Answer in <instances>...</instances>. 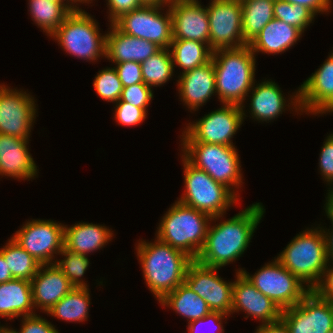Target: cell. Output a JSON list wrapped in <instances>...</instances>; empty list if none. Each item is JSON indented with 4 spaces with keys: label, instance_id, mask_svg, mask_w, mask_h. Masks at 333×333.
I'll return each instance as SVG.
<instances>
[{
    "label": "cell",
    "instance_id": "cell-20",
    "mask_svg": "<svg viewBox=\"0 0 333 333\" xmlns=\"http://www.w3.org/2000/svg\"><path fill=\"white\" fill-rule=\"evenodd\" d=\"M256 85V87H255ZM252 90V91H251ZM250 90V114L252 119L258 122H267L272 121L273 119L278 118L282 112H285L286 106L295 109V112L302 113L300 106L299 98V89L295 91L291 96V100L287 101L284 94L282 93L280 87L275 81L268 79L264 80L261 83L253 84L252 89ZM288 102V104L286 103ZM291 102V103H290ZM287 104V105H286Z\"/></svg>",
    "mask_w": 333,
    "mask_h": 333
},
{
    "label": "cell",
    "instance_id": "cell-37",
    "mask_svg": "<svg viewBox=\"0 0 333 333\" xmlns=\"http://www.w3.org/2000/svg\"><path fill=\"white\" fill-rule=\"evenodd\" d=\"M93 86L98 96L104 101L116 103L121 98L123 85L114 67L98 71Z\"/></svg>",
    "mask_w": 333,
    "mask_h": 333
},
{
    "label": "cell",
    "instance_id": "cell-26",
    "mask_svg": "<svg viewBox=\"0 0 333 333\" xmlns=\"http://www.w3.org/2000/svg\"><path fill=\"white\" fill-rule=\"evenodd\" d=\"M100 224L80 222L64 227V248L82 255H88L112 240L113 232Z\"/></svg>",
    "mask_w": 333,
    "mask_h": 333
},
{
    "label": "cell",
    "instance_id": "cell-28",
    "mask_svg": "<svg viewBox=\"0 0 333 333\" xmlns=\"http://www.w3.org/2000/svg\"><path fill=\"white\" fill-rule=\"evenodd\" d=\"M159 303L182 315L188 323L201 319L211 312L205 300L190 290L185 283L166 294Z\"/></svg>",
    "mask_w": 333,
    "mask_h": 333
},
{
    "label": "cell",
    "instance_id": "cell-22",
    "mask_svg": "<svg viewBox=\"0 0 333 333\" xmlns=\"http://www.w3.org/2000/svg\"><path fill=\"white\" fill-rule=\"evenodd\" d=\"M73 288L55 263L41 264L35 277L31 280L34 308H40L47 313Z\"/></svg>",
    "mask_w": 333,
    "mask_h": 333
},
{
    "label": "cell",
    "instance_id": "cell-27",
    "mask_svg": "<svg viewBox=\"0 0 333 333\" xmlns=\"http://www.w3.org/2000/svg\"><path fill=\"white\" fill-rule=\"evenodd\" d=\"M34 314L31 281L12 279L0 284V317L12 320Z\"/></svg>",
    "mask_w": 333,
    "mask_h": 333
},
{
    "label": "cell",
    "instance_id": "cell-40",
    "mask_svg": "<svg viewBox=\"0 0 333 333\" xmlns=\"http://www.w3.org/2000/svg\"><path fill=\"white\" fill-rule=\"evenodd\" d=\"M115 105L114 119L119 123L118 125L136 126L147 117V113L142 108L135 107L127 102H116Z\"/></svg>",
    "mask_w": 333,
    "mask_h": 333
},
{
    "label": "cell",
    "instance_id": "cell-34",
    "mask_svg": "<svg viewBox=\"0 0 333 333\" xmlns=\"http://www.w3.org/2000/svg\"><path fill=\"white\" fill-rule=\"evenodd\" d=\"M172 56L169 49L161 48L157 53L141 63L144 83L149 87L164 85L173 76Z\"/></svg>",
    "mask_w": 333,
    "mask_h": 333
},
{
    "label": "cell",
    "instance_id": "cell-24",
    "mask_svg": "<svg viewBox=\"0 0 333 333\" xmlns=\"http://www.w3.org/2000/svg\"><path fill=\"white\" fill-rule=\"evenodd\" d=\"M106 34V56L113 63L138 62L142 63L161 47L156 43L133 37L121 32L114 24H110Z\"/></svg>",
    "mask_w": 333,
    "mask_h": 333
},
{
    "label": "cell",
    "instance_id": "cell-51",
    "mask_svg": "<svg viewBox=\"0 0 333 333\" xmlns=\"http://www.w3.org/2000/svg\"><path fill=\"white\" fill-rule=\"evenodd\" d=\"M143 5H152V6H166L172 2L171 0H140Z\"/></svg>",
    "mask_w": 333,
    "mask_h": 333
},
{
    "label": "cell",
    "instance_id": "cell-13",
    "mask_svg": "<svg viewBox=\"0 0 333 333\" xmlns=\"http://www.w3.org/2000/svg\"><path fill=\"white\" fill-rule=\"evenodd\" d=\"M206 9L213 52L248 45L243 39L241 0H211Z\"/></svg>",
    "mask_w": 333,
    "mask_h": 333
},
{
    "label": "cell",
    "instance_id": "cell-10",
    "mask_svg": "<svg viewBox=\"0 0 333 333\" xmlns=\"http://www.w3.org/2000/svg\"><path fill=\"white\" fill-rule=\"evenodd\" d=\"M262 294L269 297L281 310L297 305L311 290L276 258L265 264L254 275L240 269Z\"/></svg>",
    "mask_w": 333,
    "mask_h": 333
},
{
    "label": "cell",
    "instance_id": "cell-15",
    "mask_svg": "<svg viewBox=\"0 0 333 333\" xmlns=\"http://www.w3.org/2000/svg\"><path fill=\"white\" fill-rule=\"evenodd\" d=\"M36 107L34 97L26 91L1 84L0 134L29 139L36 119Z\"/></svg>",
    "mask_w": 333,
    "mask_h": 333
},
{
    "label": "cell",
    "instance_id": "cell-1",
    "mask_svg": "<svg viewBox=\"0 0 333 333\" xmlns=\"http://www.w3.org/2000/svg\"><path fill=\"white\" fill-rule=\"evenodd\" d=\"M264 208L260 202L253 203L226 221L213 226L209 224L204 245L196 261L206 266L222 268L238 260L264 217Z\"/></svg>",
    "mask_w": 333,
    "mask_h": 333
},
{
    "label": "cell",
    "instance_id": "cell-19",
    "mask_svg": "<svg viewBox=\"0 0 333 333\" xmlns=\"http://www.w3.org/2000/svg\"><path fill=\"white\" fill-rule=\"evenodd\" d=\"M233 283V299L231 314L239 311L259 319L262 324L274 323L281 320L282 310L267 296L262 294L246 278L242 272H236Z\"/></svg>",
    "mask_w": 333,
    "mask_h": 333
},
{
    "label": "cell",
    "instance_id": "cell-23",
    "mask_svg": "<svg viewBox=\"0 0 333 333\" xmlns=\"http://www.w3.org/2000/svg\"><path fill=\"white\" fill-rule=\"evenodd\" d=\"M29 139L0 134V175L30 180L38 174L35 161L27 147Z\"/></svg>",
    "mask_w": 333,
    "mask_h": 333
},
{
    "label": "cell",
    "instance_id": "cell-4",
    "mask_svg": "<svg viewBox=\"0 0 333 333\" xmlns=\"http://www.w3.org/2000/svg\"><path fill=\"white\" fill-rule=\"evenodd\" d=\"M222 217H211L177 200L162 217L155 237L196 260L204 245L209 224L217 219L219 221V218L222 220Z\"/></svg>",
    "mask_w": 333,
    "mask_h": 333
},
{
    "label": "cell",
    "instance_id": "cell-3",
    "mask_svg": "<svg viewBox=\"0 0 333 333\" xmlns=\"http://www.w3.org/2000/svg\"><path fill=\"white\" fill-rule=\"evenodd\" d=\"M256 56L249 45L213 52L215 87L222 104H235L245 108V97L253 87Z\"/></svg>",
    "mask_w": 333,
    "mask_h": 333
},
{
    "label": "cell",
    "instance_id": "cell-29",
    "mask_svg": "<svg viewBox=\"0 0 333 333\" xmlns=\"http://www.w3.org/2000/svg\"><path fill=\"white\" fill-rule=\"evenodd\" d=\"M173 66L180 67L185 73L212 59L210 46L196 40H172L169 47Z\"/></svg>",
    "mask_w": 333,
    "mask_h": 333
},
{
    "label": "cell",
    "instance_id": "cell-17",
    "mask_svg": "<svg viewBox=\"0 0 333 333\" xmlns=\"http://www.w3.org/2000/svg\"><path fill=\"white\" fill-rule=\"evenodd\" d=\"M173 40H196L210 46L206 7L198 0H173L169 4Z\"/></svg>",
    "mask_w": 333,
    "mask_h": 333
},
{
    "label": "cell",
    "instance_id": "cell-16",
    "mask_svg": "<svg viewBox=\"0 0 333 333\" xmlns=\"http://www.w3.org/2000/svg\"><path fill=\"white\" fill-rule=\"evenodd\" d=\"M281 320L290 333H328L333 329V303L311 290L297 305L282 310Z\"/></svg>",
    "mask_w": 333,
    "mask_h": 333
},
{
    "label": "cell",
    "instance_id": "cell-36",
    "mask_svg": "<svg viewBox=\"0 0 333 333\" xmlns=\"http://www.w3.org/2000/svg\"><path fill=\"white\" fill-rule=\"evenodd\" d=\"M59 255L64 256V259L57 260L55 264L68 278L70 284L76 288H88L89 285L81 279L90 263L87 255L74 253L65 248L61 250Z\"/></svg>",
    "mask_w": 333,
    "mask_h": 333
},
{
    "label": "cell",
    "instance_id": "cell-49",
    "mask_svg": "<svg viewBox=\"0 0 333 333\" xmlns=\"http://www.w3.org/2000/svg\"><path fill=\"white\" fill-rule=\"evenodd\" d=\"M14 279L8 268L6 260L0 254V284Z\"/></svg>",
    "mask_w": 333,
    "mask_h": 333
},
{
    "label": "cell",
    "instance_id": "cell-18",
    "mask_svg": "<svg viewBox=\"0 0 333 333\" xmlns=\"http://www.w3.org/2000/svg\"><path fill=\"white\" fill-rule=\"evenodd\" d=\"M298 88L302 113H333V52Z\"/></svg>",
    "mask_w": 333,
    "mask_h": 333
},
{
    "label": "cell",
    "instance_id": "cell-30",
    "mask_svg": "<svg viewBox=\"0 0 333 333\" xmlns=\"http://www.w3.org/2000/svg\"><path fill=\"white\" fill-rule=\"evenodd\" d=\"M243 39L249 44L274 18V0H241Z\"/></svg>",
    "mask_w": 333,
    "mask_h": 333
},
{
    "label": "cell",
    "instance_id": "cell-14",
    "mask_svg": "<svg viewBox=\"0 0 333 333\" xmlns=\"http://www.w3.org/2000/svg\"><path fill=\"white\" fill-rule=\"evenodd\" d=\"M219 269L193 260L188 266L184 283L205 300L211 311L231 315L234 282L219 277Z\"/></svg>",
    "mask_w": 333,
    "mask_h": 333
},
{
    "label": "cell",
    "instance_id": "cell-31",
    "mask_svg": "<svg viewBox=\"0 0 333 333\" xmlns=\"http://www.w3.org/2000/svg\"><path fill=\"white\" fill-rule=\"evenodd\" d=\"M31 18L47 36H51L74 10L69 3H55L48 0H29Z\"/></svg>",
    "mask_w": 333,
    "mask_h": 333
},
{
    "label": "cell",
    "instance_id": "cell-45",
    "mask_svg": "<svg viewBox=\"0 0 333 333\" xmlns=\"http://www.w3.org/2000/svg\"><path fill=\"white\" fill-rule=\"evenodd\" d=\"M229 317V315H225L221 312H213L211 311L209 314H207L205 317L197 320H193L188 323L187 331L188 333H197L198 327L200 325L205 324V322H213L215 325V333H223L224 332V326L222 325L223 319Z\"/></svg>",
    "mask_w": 333,
    "mask_h": 333
},
{
    "label": "cell",
    "instance_id": "cell-5",
    "mask_svg": "<svg viewBox=\"0 0 333 333\" xmlns=\"http://www.w3.org/2000/svg\"><path fill=\"white\" fill-rule=\"evenodd\" d=\"M276 259L304 285L313 290L329 263L322 227L319 225L300 232Z\"/></svg>",
    "mask_w": 333,
    "mask_h": 333
},
{
    "label": "cell",
    "instance_id": "cell-32",
    "mask_svg": "<svg viewBox=\"0 0 333 333\" xmlns=\"http://www.w3.org/2000/svg\"><path fill=\"white\" fill-rule=\"evenodd\" d=\"M89 292V288L74 287L47 312V315L67 322H85L91 303Z\"/></svg>",
    "mask_w": 333,
    "mask_h": 333
},
{
    "label": "cell",
    "instance_id": "cell-38",
    "mask_svg": "<svg viewBox=\"0 0 333 333\" xmlns=\"http://www.w3.org/2000/svg\"><path fill=\"white\" fill-rule=\"evenodd\" d=\"M152 91L153 89L145 83L123 87L121 98L117 102H127L135 107L142 108L147 113V107L154 97Z\"/></svg>",
    "mask_w": 333,
    "mask_h": 333
},
{
    "label": "cell",
    "instance_id": "cell-2",
    "mask_svg": "<svg viewBox=\"0 0 333 333\" xmlns=\"http://www.w3.org/2000/svg\"><path fill=\"white\" fill-rule=\"evenodd\" d=\"M140 241L135 248L137 259L141 263L146 285L160 301L184 283L188 266L193 259L157 237L154 242Z\"/></svg>",
    "mask_w": 333,
    "mask_h": 333
},
{
    "label": "cell",
    "instance_id": "cell-21",
    "mask_svg": "<svg viewBox=\"0 0 333 333\" xmlns=\"http://www.w3.org/2000/svg\"><path fill=\"white\" fill-rule=\"evenodd\" d=\"M178 77L179 97L190 111H197L199 107L210 100L211 96L217 95L212 59L208 63L180 74Z\"/></svg>",
    "mask_w": 333,
    "mask_h": 333
},
{
    "label": "cell",
    "instance_id": "cell-41",
    "mask_svg": "<svg viewBox=\"0 0 333 333\" xmlns=\"http://www.w3.org/2000/svg\"><path fill=\"white\" fill-rule=\"evenodd\" d=\"M114 67L118 73L123 87L144 83L141 71V63L130 61L116 63Z\"/></svg>",
    "mask_w": 333,
    "mask_h": 333
},
{
    "label": "cell",
    "instance_id": "cell-44",
    "mask_svg": "<svg viewBox=\"0 0 333 333\" xmlns=\"http://www.w3.org/2000/svg\"><path fill=\"white\" fill-rule=\"evenodd\" d=\"M331 264L328 263L319 283L312 291L318 297L333 303V262Z\"/></svg>",
    "mask_w": 333,
    "mask_h": 333
},
{
    "label": "cell",
    "instance_id": "cell-42",
    "mask_svg": "<svg viewBox=\"0 0 333 333\" xmlns=\"http://www.w3.org/2000/svg\"><path fill=\"white\" fill-rule=\"evenodd\" d=\"M21 324L17 333H60L51 322L37 314L22 317Z\"/></svg>",
    "mask_w": 333,
    "mask_h": 333
},
{
    "label": "cell",
    "instance_id": "cell-47",
    "mask_svg": "<svg viewBox=\"0 0 333 333\" xmlns=\"http://www.w3.org/2000/svg\"><path fill=\"white\" fill-rule=\"evenodd\" d=\"M291 4H299L310 9L315 15L318 13H327L332 8L331 0H284Z\"/></svg>",
    "mask_w": 333,
    "mask_h": 333
},
{
    "label": "cell",
    "instance_id": "cell-9",
    "mask_svg": "<svg viewBox=\"0 0 333 333\" xmlns=\"http://www.w3.org/2000/svg\"><path fill=\"white\" fill-rule=\"evenodd\" d=\"M221 108L189 122L182 133V143H209L235 147L232 138L246 117L244 108L222 104Z\"/></svg>",
    "mask_w": 333,
    "mask_h": 333
},
{
    "label": "cell",
    "instance_id": "cell-6",
    "mask_svg": "<svg viewBox=\"0 0 333 333\" xmlns=\"http://www.w3.org/2000/svg\"><path fill=\"white\" fill-rule=\"evenodd\" d=\"M181 145L182 156L190 164L204 170L214 181L224 184L239 197L236 189L242 187L243 174L240 157L235 147L209 143H181Z\"/></svg>",
    "mask_w": 333,
    "mask_h": 333
},
{
    "label": "cell",
    "instance_id": "cell-43",
    "mask_svg": "<svg viewBox=\"0 0 333 333\" xmlns=\"http://www.w3.org/2000/svg\"><path fill=\"white\" fill-rule=\"evenodd\" d=\"M109 13L110 24H113L122 15L129 13L143 6L140 0H106Z\"/></svg>",
    "mask_w": 333,
    "mask_h": 333
},
{
    "label": "cell",
    "instance_id": "cell-52",
    "mask_svg": "<svg viewBox=\"0 0 333 333\" xmlns=\"http://www.w3.org/2000/svg\"><path fill=\"white\" fill-rule=\"evenodd\" d=\"M0 333H17V332L13 328H9V327L7 328V326L5 327V326L2 325L0 327Z\"/></svg>",
    "mask_w": 333,
    "mask_h": 333
},
{
    "label": "cell",
    "instance_id": "cell-35",
    "mask_svg": "<svg viewBox=\"0 0 333 333\" xmlns=\"http://www.w3.org/2000/svg\"><path fill=\"white\" fill-rule=\"evenodd\" d=\"M316 15L307 7L291 4L284 0H274V18L284 21L304 33L305 28L313 23Z\"/></svg>",
    "mask_w": 333,
    "mask_h": 333
},
{
    "label": "cell",
    "instance_id": "cell-50",
    "mask_svg": "<svg viewBox=\"0 0 333 333\" xmlns=\"http://www.w3.org/2000/svg\"><path fill=\"white\" fill-rule=\"evenodd\" d=\"M48 1H50V2H55V3H69L74 9H81V8H79V4L78 3H87V4H89V3H91L92 2V0H48ZM66 1V2H65ZM91 1V2H90ZM77 2V3H76ZM76 3V4H75Z\"/></svg>",
    "mask_w": 333,
    "mask_h": 333
},
{
    "label": "cell",
    "instance_id": "cell-46",
    "mask_svg": "<svg viewBox=\"0 0 333 333\" xmlns=\"http://www.w3.org/2000/svg\"><path fill=\"white\" fill-rule=\"evenodd\" d=\"M324 209L327 215V218L331 221L332 227L330 229H323L325 240H326V248L329 262H333V200L326 199V203L324 204ZM326 230V231H325Z\"/></svg>",
    "mask_w": 333,
    "mask_h": 333
},
{
    "label": "cell",
    "instance_id": "cell-12",
    "mask_svg": "<svg viewBox=\"0 0 333 333\" xmlns=\"http://www.w3.org/2000/svg\"><path fill=\"white\" fill-rule=\"evenodd\" d=\"M21 227L11 238L41 264L55 263L54 254L59 255L64 248L65 225L53 220L33 219Z\"/></svg>",
    "mask_w": 333,
    "mask_h": 333
},
{
    "label": "cell",
    "instance_id": "cell-33",
    "mask_svg": "<svg viewBox=\"0 0 333 333\" xmlns=\"http://www.w3.org/2000/svg\"><path fill=\"white\" fill-rule=\"evenodd\" d=\"M14 279L31 281L38 272L41 263L24 250L12 238L0 249Z\"/></svg>",
    "mask_w": 333,
    "mask_h": 333
},
{
    "label": "cell",
    "instance_id": "cell-7",
    "mask_svg": "<svg viewBox=\"0 0 333 333\" xmlns=\"http://www.w3.org/2000/svg\"><path fill=\"white\" fill-rule=\"evenodd\" d=\"M98 23L85 10L72 11L50 36L66 53L90 62L106 56V34L101 35Z\"/></svg>",
    "mask_w": 333,
    "mask_h": 333
},
{
    "label": "cell",
    "instance_id": "cell-11",
    "mask_svg": "<svg viewBox=\"0 0 333 333\" xmlns=\"http://www.w3.org/2000/svg\"><path fill=\"white\" fill-rule=\"evenodd\" d=\"M163 7L165 6L143 5L122 15L113 24L127 35L151 41L161 48L169 49L173 40L172 19L169 5L166 13L160 11Z\"/></svg>",
    "mask_w": 333,
    "mask_h": 333
},
{
    "label": "cell",
    "instance_id": "cell-8",
    "mask_svg": "<svg viewBox=\"0 0 333 333\" xmlns=\"http://www.w3.org/2000/svg\"><path fill=\"white\" fill-rule=\"evenodd\" d=\"M185 191L179 202L211 217L224 213L238 201V197L224 184L214 181L204 170L190 164L183 156Z\"/></svg>",
    "mask_w": 333,
    "mask_h": 333
},
{
    "label": "cell",
    "instance_id": "cell-39",
    "mask_svg": "<svg viewBox=\"0 0 333 333\" xmlns=\"http://www.w3.org/2000/svg\"><path fill=\"white\" fill-rule=\"evenodd\" d=\"M319 171L322 178L330 186L326 199L333 200V133L326 137V140L320 151Z\"/></svg>",
    "mask_w": 333,
    "mask_h": 333
},
{
    "label": "cell",
    "instance_id": "cell-25",
    "mask_svg": "<svg viewBox=\"0 0 333 333\" xmlns=\"http://www.w3.org/2000/svg\"><path fill=\"white\" fill-rule=\"evenodd\" d=\"M302 34L298 28L273 18L248 45L255 56L259 52L281 54L294 46Z\"/></svg>",
    "mask_w": 333,
    "mask_h": 333
},
{
    "label": "cell",
    "instance_id": "cell-48",
    "mask_svg": "<svg viewBox=\"0 0 333 333\" xmlns=\"http://www.w3.org/2000/svg\"><path fill=\"white\" fill-rule=\"evenodd\" d=\"M255 333H290L286 324L280 320L274 323L261 324L257 327Z\"/></svg>",
    "mask_w": 333,
    "mask_h": 333
}]
</instances>
